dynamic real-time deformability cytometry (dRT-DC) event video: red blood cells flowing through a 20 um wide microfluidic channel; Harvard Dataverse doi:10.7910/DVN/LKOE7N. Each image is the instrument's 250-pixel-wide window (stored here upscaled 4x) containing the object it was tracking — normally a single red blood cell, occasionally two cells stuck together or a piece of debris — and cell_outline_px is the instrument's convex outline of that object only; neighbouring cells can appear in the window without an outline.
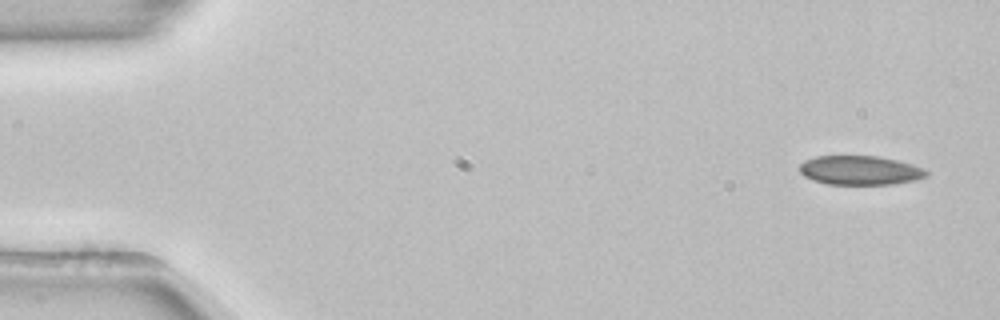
{"species": "common noctule bat (a hibernating species)", "species_latin": "Nyctalus noctula", "temperature_condition": "room temperature", "stored_images_in_passage": 9, "camera_frame_rate_fps": 3000, "um_per_image_px": 0.085, "animal": {"sex": "female", "body_mass_g": 22.7, "forearm_length_mm": 54.2}, "frame": {"image": 1, "passage_image": 1, "time_ms": 0.0, "image_size_px": [1000, 320], "cell_outline_px": [[928, 176], [916, 180], [896, 184], [828, 184], [812, 180], [804, 176], [800, 172], [800, 164], [804, 160], [816, 156], [876, 156], [896, 160], [912, 164], [924, 168], [928, 172]], "centroid_in_image_um": [73.11, 14.48], "position_along_channel_um": 11.9, "area_um2": 21.62}}